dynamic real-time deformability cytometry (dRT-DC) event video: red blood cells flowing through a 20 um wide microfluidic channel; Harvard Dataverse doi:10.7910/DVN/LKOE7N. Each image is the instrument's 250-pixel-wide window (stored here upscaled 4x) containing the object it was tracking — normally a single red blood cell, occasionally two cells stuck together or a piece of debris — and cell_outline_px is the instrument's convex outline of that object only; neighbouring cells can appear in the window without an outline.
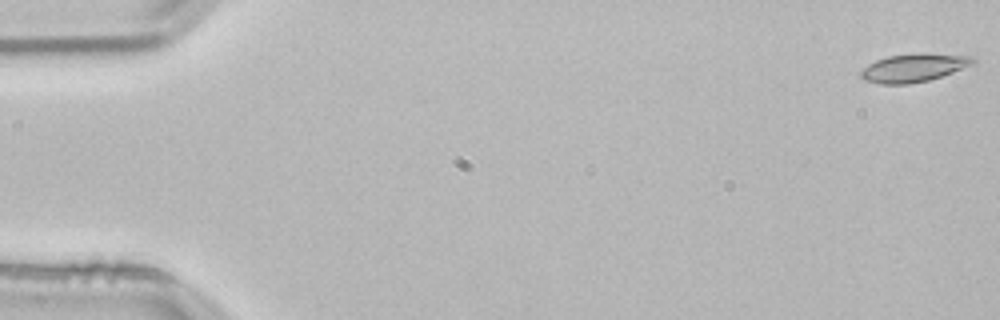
{"species": "common noctule bat (a hibernating species)", "species_latin": "Nyctalus noctula", "temperature_condition": "room temperature", "stored_images_in_passage": 53, "camera_frame_rate_fps": 3000, "um_per_image_px": 0.085, "animal": {"sex": "male", "body_mass_g": 21.5, "forearm_length_mm": 52.0}, "frame": {"image": 1, "passage_image": 1, "time_ms": 0.0, "image_size_px": [1000, 320], "cell_outline_px": [[976, 60], [972, 64], [952, 72], [928, 80], [908, 84], [880, 84], [864, 80], [860, 76], [860, 72], [868, 64], [876, 60], [888, 56], [972, 56]], "centroid_in_image_um": [77.56, 5.83], "position_along_channel_um": 7.4, "area_um2": 17.17}}
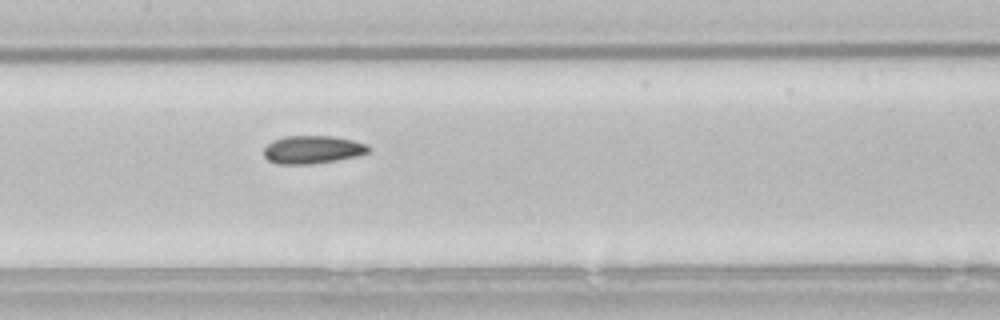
{"frame": {"image": 2, "passage_image": 26, "time_ms": 8.333, "image_size_px": [1000, 320], "cell_outline_px": [[372, 148], [368, 152], [356, 156], [336, 160], [312, 164], [280, 164], [268, 160], [264, 156], [264, 148], [272, 140], [284, 136], [332, 136], [352, 140], [368, 144]], "centroid_in_image_um": [26.57, 12.71], "position_along_channel_um": 180.8, "area_um2": 17.11}}
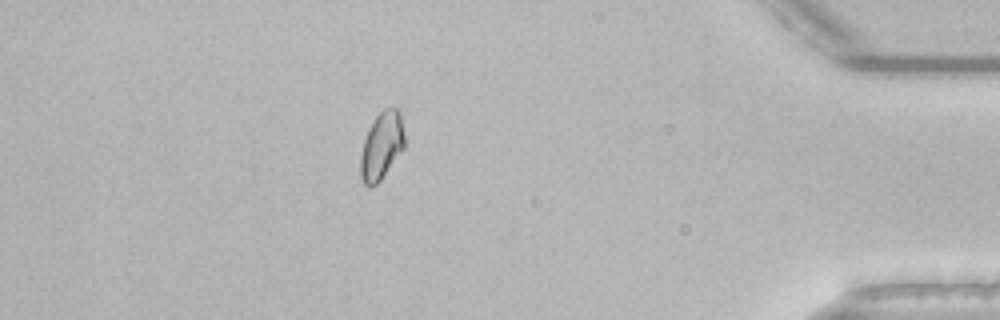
{"frame": {"image": 3, "passage_image": 47, "time_ms": 15.333, "image_size_px": [1000, 320], "cell_outline_px": [[404, 148], [380, 180], [376, 184], [368, 188], [364, 184], [360, 176], [360, 156], [364, 140], [368, 128], [376, 116], [384, 108], [396, 108], [400, 112], [404, 136]], "centroid_in_image_um": [32.42, 12.4], "position_along_channel_um": 402.8, "area_um2": 17.22}, "authors_computed_cell_mechanics": {"area_um2": 17.2822, "velocity_mm_per_s": 3.8261, "shape_relaxation_time_tau1_ms": 4.5337, "shape_relaxation_time_tau2_ms": 2.469, "deformation_change_tau1": 0.1041, "deformation_change_tau2": 0.0667}}